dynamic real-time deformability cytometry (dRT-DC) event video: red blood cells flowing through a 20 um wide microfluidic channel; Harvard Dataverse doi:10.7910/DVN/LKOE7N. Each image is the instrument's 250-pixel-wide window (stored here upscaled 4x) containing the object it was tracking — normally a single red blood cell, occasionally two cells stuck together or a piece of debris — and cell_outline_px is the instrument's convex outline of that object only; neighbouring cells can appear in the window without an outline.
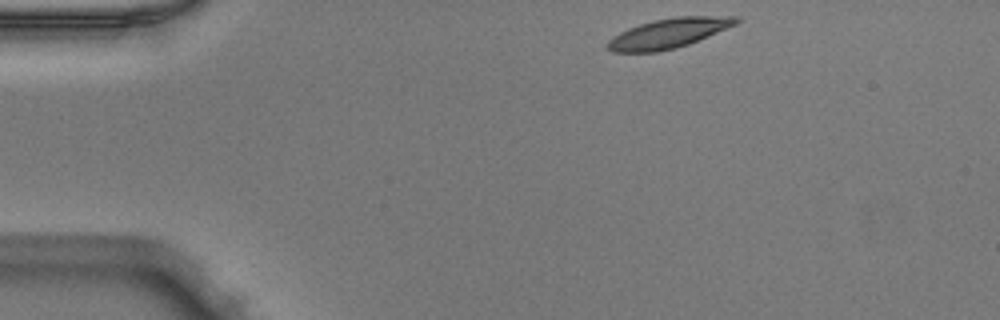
{"species": "Egyptian fruit bat (a non-hibernating species)", "species_latin": "Rousettus aegyptiacus", "temperature_condition": "warm", "stored_images_in_passage": 43, "camera_frame_rate_fps": 3000, "um_per_image_px": 0.085, "animal": {"sex": "male"}, "frame": {"image": 1, "passage_image": 1, "time_ms": 0.0, "image_size_px": [1000, 320], "cell_outline_px": [[740, 20], [736, 24], [708, 36], [688, 44], [676, 48], [656, 52], [612, 52], [608, 48], [608, 40], [612, 36], [628, 28], [652, 20], [676, 16], [740, 16]], "centroid_in_image_um": [56.83, 2.82], "position_along_channel_um": 28.2, "area_um2": 22.2}}
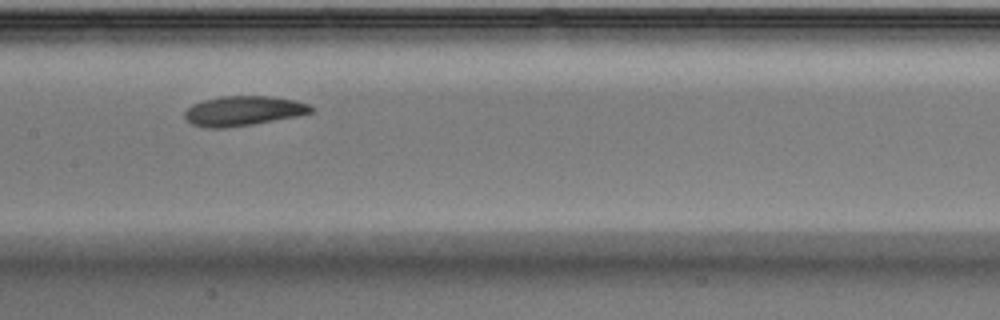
{"frame": {"image": 2, "passage_image": 18, "time_ms": 5.667, "image_size_px": [1000, 320], "cell_outline_px": [[312, 112], [296, 116], [252, 124], [224, 128], [208, 128], [192, 124], [184, 116], [184, 112], [192, 104], [204, 100], [220, 96], [268, 96], [292, 100], [308, 104], [312, 108]], "centroid_in_image_um": [20.63, 9.42], "position_along_channel_um": 186.8, "area_um2": 21.56}}
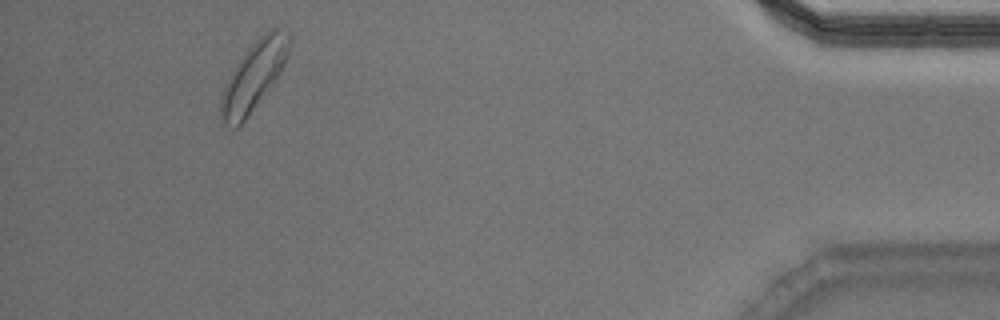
{"frame": {"image": 3, "passage_image": 40, "time_ms": 13.0, "image_size_px": [1000, 320], "cell_outline_px": [[288, 56], [280, 72], [272, 84], [244, 120], [236, 128], [232, 128], [224, 124], [220, 112], [220, 100], [224, 88], [236, 64], [248, 48], [264, 32], [272, 28], [276, 28], [288, 32]], "centroid_in_image_um": [21.55, 6.46], "position_along_channel_um": 413.6, "area_um2": 26.47}, "authors_computed_cell_mechanics": {"area_um2": 21.9062, "velocity_mm_per_s": 3.9326, "shape_relaxation_time_tau1_ms": 2.4259, "shape_relaxation_time_tau2_ms": 3.1053, "deformation_change_tau1": 0.1254, "deformation_change_tau2": 0.091}}